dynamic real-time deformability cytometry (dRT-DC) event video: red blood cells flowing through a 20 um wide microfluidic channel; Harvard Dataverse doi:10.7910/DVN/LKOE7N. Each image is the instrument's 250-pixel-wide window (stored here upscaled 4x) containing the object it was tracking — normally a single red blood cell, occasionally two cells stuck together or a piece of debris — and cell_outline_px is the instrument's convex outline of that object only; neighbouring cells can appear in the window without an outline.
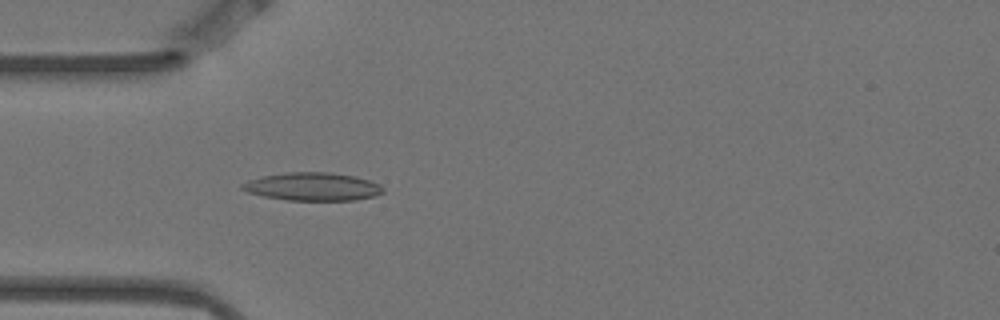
{"species": "Egyptian fruit bat (a non-hibernating species)", "species_latin": "Rousettus aegyptiacus", "temperature_condition": "warm", "stored_images_in_passage": 4, "camera_frame_rate_fps": 3000, "um_per_image_px": 0.085, "animal": {"sex": "female"}, "frame": {"image": 1, "passage_image": 4, "time_ms": 1.0, "image_size_px": [1000, 320], "cell_outline_px": [[384, 192], [376, 196], [356, 200], [288, 200], [264, 196], [248, 192], [240, 188], [240, 184], [248, 180], [260, 176], [288, 172], [328, 172], [356, 176], [380, 184], [384, 188]], "centroid_in_image_um": [26.58, 15.86], "position_along_channel_um": 58.4, "area_um2": 23.18}}